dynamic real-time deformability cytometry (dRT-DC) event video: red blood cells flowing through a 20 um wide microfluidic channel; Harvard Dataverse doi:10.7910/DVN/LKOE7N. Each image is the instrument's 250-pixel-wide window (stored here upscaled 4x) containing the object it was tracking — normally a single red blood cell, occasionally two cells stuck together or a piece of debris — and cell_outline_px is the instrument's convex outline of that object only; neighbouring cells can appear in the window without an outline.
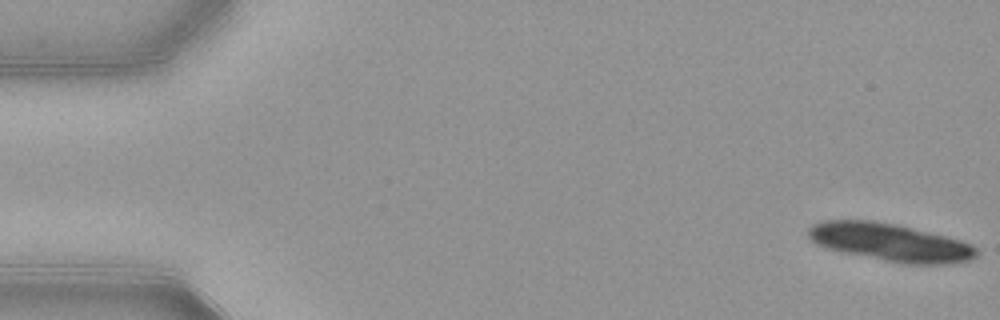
{"species": "common noctule bat (a hibernating species)", "species_latin": "Nyctalus noctula", "temperature_condition": "warm", "stored_images_in_passage": 13, "camera_frame_rate_fps": 3000, "um_per_image_px": 0.085, "animal": {"sex": "female", "body_mass_g": 21.9}, "frame": {"image": 1, "passage_image": 1, "time_ms": 0.0, "image_size_px": [1000, 320], "cell_outline_px": [[980, 256], [972, 260], [952, 264], [900, 264], [840, 252], [824, 248], [816, 244], [808, 236], [808, 228], [812, 224], [824, 220], [872, 220], [892, 224], [944, 236], [960, 240], [972, 244], [980, 252]], "centroid_in_image_um": [75.67, 20.63], "position_along_channel_um": 9.3, "area_um2": 37.4}}